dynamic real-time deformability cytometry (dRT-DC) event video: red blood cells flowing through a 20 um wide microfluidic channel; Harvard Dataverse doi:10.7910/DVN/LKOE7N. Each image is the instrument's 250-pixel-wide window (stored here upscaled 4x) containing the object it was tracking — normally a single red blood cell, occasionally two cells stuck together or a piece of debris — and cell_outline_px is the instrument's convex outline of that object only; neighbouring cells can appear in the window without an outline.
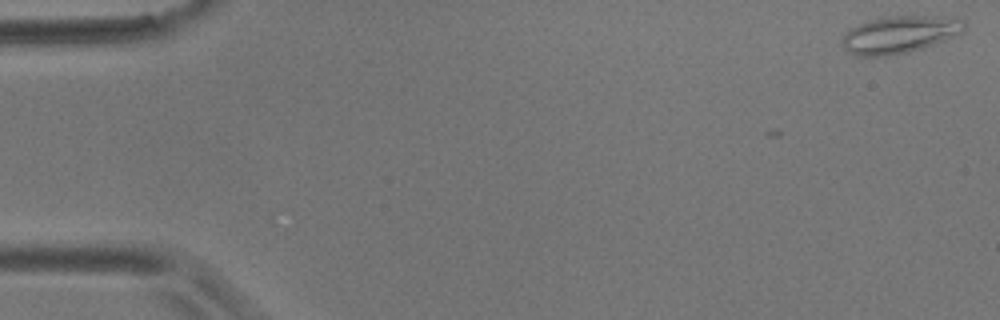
{"species": "common noctule bat (a hibernating species)", "species_latin": "Nyctalus noctula", "temperature_condition": "room temperature", "stored_images_in_passage": 9, "camera_frame_rate_fps": 3000, "um_per_image_px": 0.085, "animal": {"sex": "male", "body_mass_g": 17.9}, "frame": {"image": 1, "passage_image": 1, "time_ms": 0.0, "image_size_px": [1000, 320], "cell_outline_px": [[968, 24], [964, 32], [924, 48], [888, 56], [856, 56], [848, 52], [840, 44], [840, 40], [844, 32], [860, 24], [872, 20], [888, 16], [944, 16], [964, 20]], "centroid_in_image_um": [76.47, 2.94], "position_along_channel_um": 8.5, "area_um2": 26.76}}